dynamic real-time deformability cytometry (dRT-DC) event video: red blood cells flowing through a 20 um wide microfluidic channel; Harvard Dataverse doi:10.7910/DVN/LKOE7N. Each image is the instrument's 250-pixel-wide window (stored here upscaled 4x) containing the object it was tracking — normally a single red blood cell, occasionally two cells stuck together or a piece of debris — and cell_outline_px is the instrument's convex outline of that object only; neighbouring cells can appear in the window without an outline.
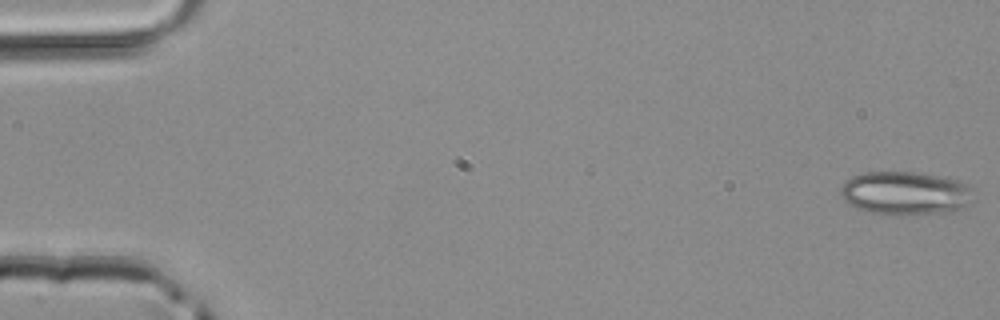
{"species": "common noctule bat (a hibernating species)", "species_latin": "Nyctalus noctula", "temperature_condition": "room temperature", "stored_images_in_passage": 47, "camera_frame_rate_fps": 3000, "um_per_image_px": 0.085, "animal": {"sex": "male", "body_mass_g": 20.4}, "frame": {"image": 1, "passage_image": 1, "time_ms": 0.0, "image_size_px": [1000, 320], "cell_outline_px": [[972, 204], [956, 212], [868, 212], [856, 208], [844, 200], [840, 192], [840, 188], [844, 180], [852, 176], [864, 172], [912, 172], [956, 180], [968, 184], [972, 188]], "centroid_in_image_um": [76.96, 16.39], "position_along_channel_um": 8.0, "area_um2": 32.95}}
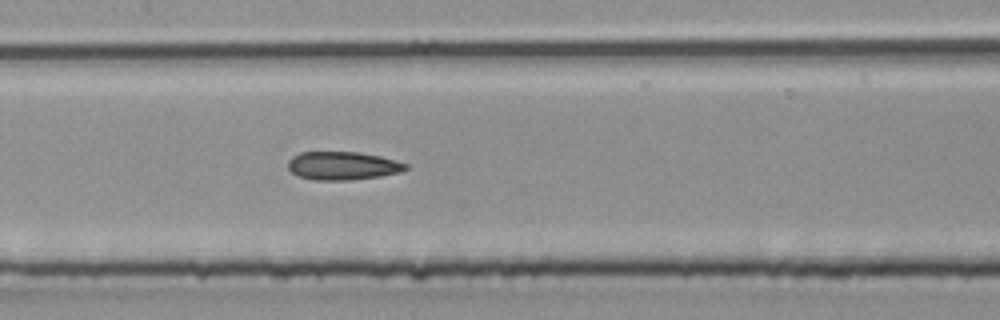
{"frame": {"image": 2, "passage_image": 23, "time_ms": 7.333, "image_size_px": [1000, 320], "cell_outline_px": [[408, 168], [400, 172], [380, 176], [348, 180], [312, 180], [296, 176], [288, 168], [288, 160], [292, 156], [300, 152], [360, 152], [380, 156], [396, 160], [408, 164]], "centroid_in_image_um": [29.1, 14.09], "position_along_channel_um": 178.3, "area_um2": 19.54}}
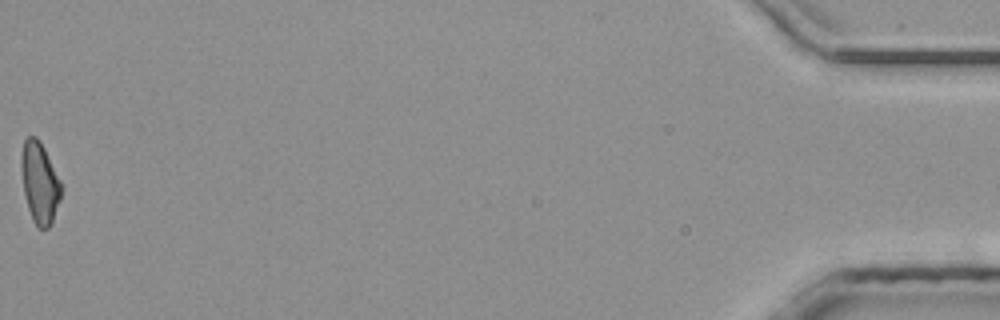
{"frame": {"image": 3, "passage_image": 47, "time_ms": 15.333, "image_size_px": [1000, 320], "cell_outline_px": [[60, 200], [52, 220], [48, 228], [40, 228], [32, 220], [28, 208], [24, 192], [20, 168], [20, 152], [24, 140], [28, 136], [36, 136], [44, 148], [60, 180]], "centroid_in_image_um": [3.33, 15.49], "position_along_channel_um": 431.9, "area_um2": 18.67}}